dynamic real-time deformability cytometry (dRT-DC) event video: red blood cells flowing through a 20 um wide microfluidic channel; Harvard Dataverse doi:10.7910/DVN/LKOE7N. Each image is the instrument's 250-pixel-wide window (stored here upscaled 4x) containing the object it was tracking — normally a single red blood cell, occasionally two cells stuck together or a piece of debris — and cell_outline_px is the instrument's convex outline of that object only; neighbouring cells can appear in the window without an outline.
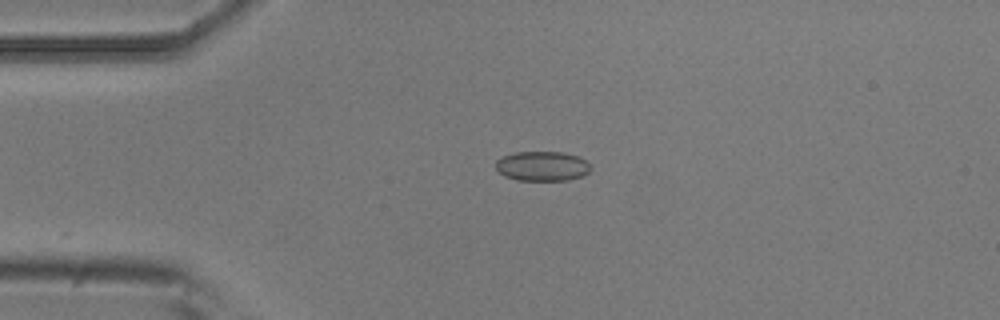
{"species": "common noctule bat (a hibernating species)", "species_latin": "Nyctalus noctula", "temperature_condition": "room temperature", "stored_images_in_passage": 4, "camera_frame_rate_fps": 3000, "um_per_image_px": 0.085, "animal": {"sex": "male", "body_mass_g": 20.5, "forearm_length_mm": 52.5}, "frame": {"image": 1, "passage_image": 2, "time_ms": 1.0, "image_size_px": [1000, 320], "cell_outline_px": [[592, 168], [588, 172], [580, 176], [568, 180], [516, 180], [504, 176], [496, 168], [496, 160], [504, 156], [516, 152], [564, 152], [580, 156]], "centroid_in_image_um": [46.09, 14.12], "position_along_channel_um": 38.9, "area_um2": 16.36}}
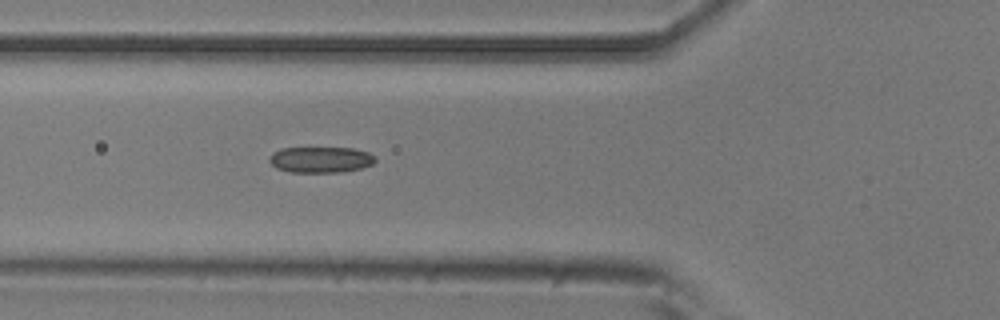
{"frame": {"image": 2, "passage_image": 4, "time_ms": 3.333, "image_size_px": [1000, 320], "cell_outline_px": [[376, 160], [372, 164], [360, 168], [344, 172], [288, 172], [276, 168], [268, 160], [272, 152], [280, 148], [352, 148], [368, 152], [376, 156]], "centroid_in_image_um": [27.24, 13.57], "position_along_channel_um": 98.6, "area_um2": 16.13}}